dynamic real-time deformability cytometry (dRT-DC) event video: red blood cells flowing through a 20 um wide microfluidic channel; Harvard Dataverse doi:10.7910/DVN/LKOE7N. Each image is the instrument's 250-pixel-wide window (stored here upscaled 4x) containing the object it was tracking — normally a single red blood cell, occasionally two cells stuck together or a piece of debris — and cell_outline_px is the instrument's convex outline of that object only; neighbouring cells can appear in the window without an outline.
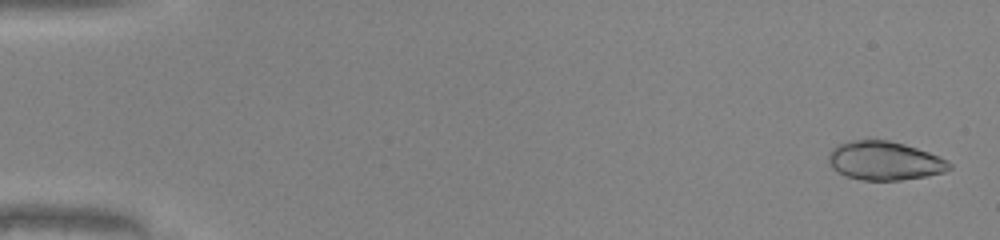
{"species": "common noctule bat (a hibernating species)", "species_latin": "Nyctalus noctula", "temperature_condition": "warm", "stored_images_in_passage": 50, "camera_frame_rate_fps": 3000, "um_per_image_px": 0.085, "animal": {"sex": "male", "body_mass_g": 20.0, "forearm_length_mm": 53.3}, "frame": {"image": 1, "passage_image": 2, "time_ms": 0.333, "image_size_px": [1000, 240], "cell_outline_px": [[952, 168], [944, 172], [924, 176], [900, 180], [860, 180], [848, 176], [832, 168], [828, 160], [828, 156], [832, 148], [836, 144], [852, 140], [888, 140], [904, 144], [940, 156], [948, 160], [952, 164]], "centroid_in_image_um": [75.19, 13.66], "position_along_channel_um": 9.8, "area_um2": 27.22}}
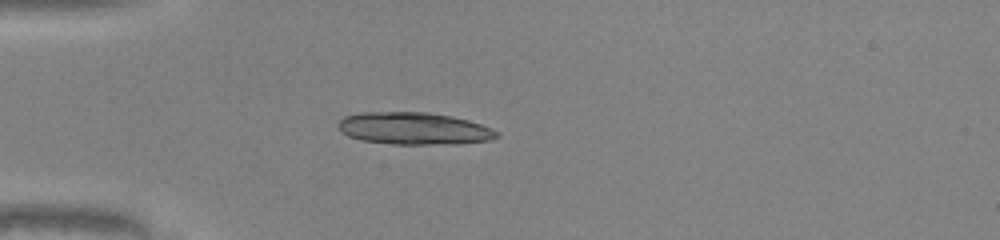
{"frame": {"image": 2, "passage_image": 15, "time_ms": 4.667, "image_size_px": [1000, 240], "cell_outline_px": [[500, 136], [488, 140], [456, 144], [392, 144], [360, 140], [348, 136], [340, 132], [336, 124], [344, 116], [360, 112], [428, 112], [452, 116], [468, 120], [480, 124], [496, 132]], "centroid_in_image_um": [35.11, 10.92], "position_along_channel_um": 49.9, "area_um2": 29.82}}